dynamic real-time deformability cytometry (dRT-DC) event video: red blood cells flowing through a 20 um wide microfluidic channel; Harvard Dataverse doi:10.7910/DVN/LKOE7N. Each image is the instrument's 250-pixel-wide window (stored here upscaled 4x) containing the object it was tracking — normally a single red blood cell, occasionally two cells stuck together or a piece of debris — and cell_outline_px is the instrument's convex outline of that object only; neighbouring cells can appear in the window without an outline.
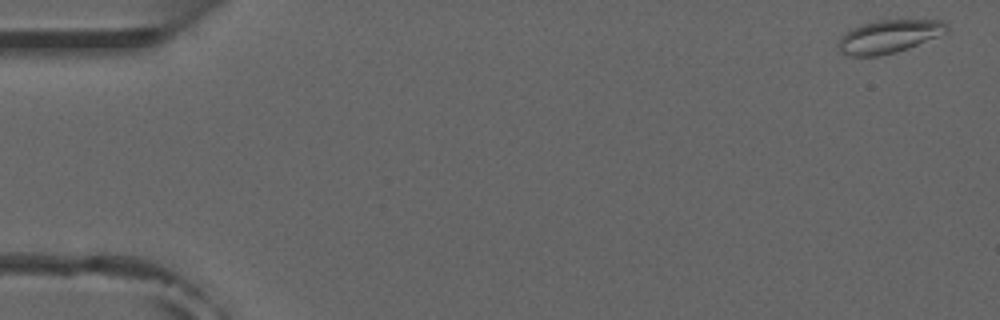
{"species": "common noctule bat (a hibernating species)", "species_latin": "Nyctalus noctula", "temperature_condition": "room temperature", "stored_images_in_passage": 6, "camera_frame_rate_fps": 3000, "um_per_image_px": 0.085, "animal": {"sex": "male", "forearm_length_mm": 52.5}, "frame": {"image": 1, "passage_image": 1, "time_ms": 0.0, "image_size_px": [1000, 320], "cell_outline_px": [[948, 32], [908, 48], [896, 52], [880, 56], [852, 56], [840, 52], [836, 44], [844, 32], [860, 24], [876, 20], [944, 20], [948, 24]], "centroid_in_image_um": [75.54, 3.09], "position_along_channel_um": 9.5, "area_um2": 21.1}}
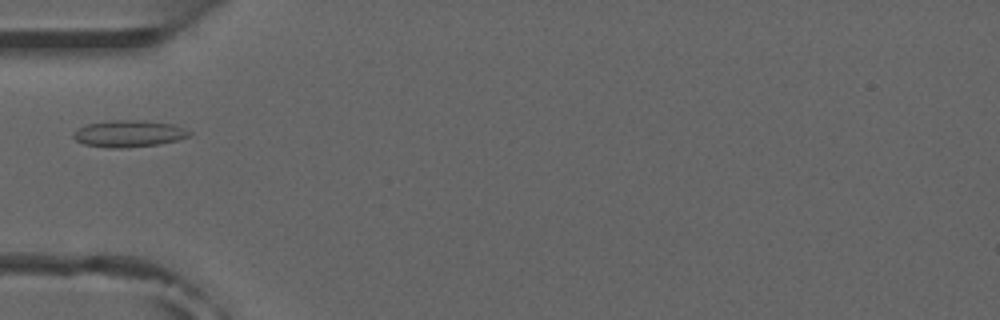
{"frame": {"image": 2, "passage_image": 5, "time_ms": 5.333, "image_size_px": [1000, 320], "cell_outline_px": [[192, 132], [188, 136], [176, 140], [160, 144], [124, 148], [108, 148], [84, 144], [76, 140], [72, 136], [72, 132], [88, 124], [112, 120], [140, 120], [172, 124], [184, 128]], "centroid_in_image_um": [10.93, 11.36], "position_along_channel_um": 74.1, "area_um2": 17.98}}
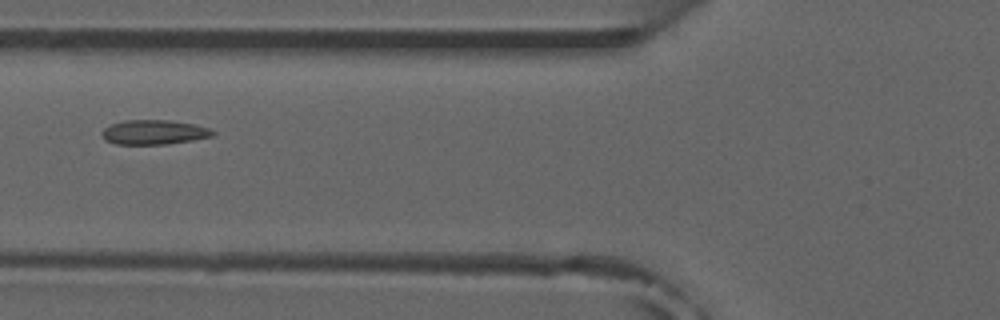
{"frame": {"image": 3, "passage_image": 6, "time_ms": 6.333, "image_size_px": [1000, 320], "cell_outline_px": [[216, 132], [212, 136], [192, 140], [164, 144], [116, 144], [104, 140], [100, 136], [100, 132], [104, 128], [112, 124], [124, 120], [168, 120], [192, 124], [208, 128]], "centroid_in_image_um": [13.02, 11.24], "position_along_channel_um": 112.8, "area_um2": 15.78}}